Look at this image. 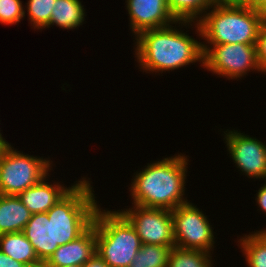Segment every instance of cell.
Returning a JSON list of instances; mask_svg holds the SVG:
<instances>
[{
  "instance_id": "obj_1",
  "label": "cell",
  "mask_w": 266,
  "mask_h": 267,
  "mask_svg": "<svg viewBox=\"0 0 266 267\" xmlns=\"http://www.w3.org/2000/svg\"><path fill=\"white\" fill-rule=\"evenodd\" d=\"M90 178L82 177L45 213L32 214L23 233L44 264L61 245L75 240L93 223L99 208Z\"/></svg>"
},
{
  "instance_id": "obj_2",
  "label": "cell",
  "mask_w": 266,
  "mask_h": 267,
  "mask_svg": "<svg viewBox=\"0 0 266 267\" xmlns=\"http://www.w3.org/2000/svg\"><path fill=\"white\" fill-rule=\"evenodd\" d=\"M174 24L142 31L134 38L135 61L143 73L160 75L195 62L203 68L202 42L182 30L195 26V22L177 21ZM176 25L181 27L177 29Z\"/></svg>"
},
{
  "instance_id": "obj_3",
  "label": "cell",
  "mask_w": 266,
  "mask_h": 267,
  "mask_svg": "<svg viewBox=\"0 0 266 267\" xmlns=\"http://www.w3.org/2000/svg\"><path fill=\"white\" fill-rule=\"evenodd\" d=\"M187 157L180 152L151 161L141 171H136L129 187L132 204L172 211L188 203L187 197H184L189 164Z\"/></svg>"
},
{
  "instance_id": "obj_4",
  "label": "cell",
  "mask_w": 266,
  "mask_h": 267,
  "mask_svg": "<svg viewBox=\"0 0 266 267\" xmlns=\"http://www.w3.org/2000/svg\"><path fill=\"white\" fill-rule=\"evenodd\" d=\"M211 9V10H210ZM266 15L249 7H225L214 4L196 23L202 45L255 44Z\"/></svg>"
},
{
  "instance_id": "obj_5",
  "label": "cell",
  "mask_w": 266,
  "mask_h": 267,
  "mask_svg": "<svg viewBox=\"0 0 266 267\" xmlns=\"http://www.w3.org/2000/svg\"><path fill=\"white\" fill-rule=\"evenodd\" d=\"M93 223L96 254L108 267H128L142 246L135 228L118 210L111 211L100 206Z\"/></svg>"
},
{
  "instance_id": "obj_6",
  "label": "cell",
  "mask_w": 266,
  "mask_h": 267,
  "mask_svg": "<svg viewBox=\"0 0 266 267\" xmlns=\"http://www.w3.org/2000/svg\"><path fill=\"white\" fill-rule=\"evenodd\" d=\"M48 158L23 153L9 143L0 158V194L18 195L39 183L53 170Z\"/></svg>"
},
{
  "instance_id": "obj_7",
  "label": "cell",
  "mask_w": 266,
  "mask_h": 267,
  "mask_svg": "<svg viewBox=\"0 0 266 267\" xmlns=\"http://www.w3.org/2000/svg\"><path fill=\"white\" fill-rule=\"evenodd\" d=\"M203 67L217 77L239 80L250 72H261L255 44L202 45Z\"/></svg>"
},
{
  "instance_id": "obj_8",
  "label": "cell",
  "mask_w": 266,
  "mask_h": 267,
  "mask_svg": "<svg viewBox=\"0 0 266 267\" xmlns=\"http://www.w3.org/2000/svg\"><path fill=\"white\" fill-rule=\"evenodd\" d=\"M171 214L176 247L200 250L209 254L214 252L216 232L213 231L214 228L202 209L189 201L173 209Z\"/></svg>"
},
{
  "instance_id": "obj_9",
  "label": "cell",
  "mask_w": 266,
  "mask_h": 267,
  "mask_svg": "<svg viewBox=\"0 0 266 267\" xmlns=\"http://www.w3.org/2000/svg\"><path fill=\"white\" fill-rule=\"evenodd\" d=\"M135 228L142 244L175 247L173 219L170 210L145 208L132 204L118 210Z\"/></svg>"
},
{
  "instance_id": "obj_10",
  "label": "cell",
  "mask_w": 266,
  "mask_h": 267,
  "mask_svg": "<svg viewBox=\"0 0 266 267\" xmlns=\"http://www.w3.org/2000/svg\"><path fill=\"white\" fill-rule=\"evenodd\" d=\"M227 152L238 171L251 179L266 181V143L238 130L223 131Z\"/></svg>"
},
{
  "instance_id": "obj_11",
  "label": "cell",
  "mask_w": 266,
  "mask_h": 267,
  "mask_svg": "<svg viewBox=\"0 0 266 267\" xmlns=\"http://www.w3.org/2000/svg\"><path fill=\"white\" fill-rule=\"evenodd\" d=\"M125 3L134 37L142 31L167 27L177 22L168 9L167 0H125Z\"/></svg>"
},
{
  "instance_id": "obj_12",
  "label": "cell",
  "mask_w": 266,
  "mask_h": 267,
  "mask_svg": "<svg viewBox=\"0 0 266 267\" xmlns=\"http://www.w3.org/2000/svg\"><path fill=\"white\" fill-rule=\"evenodd\" d=\"M96 255L95 225H92L75 240L59 246L43 267L84 266Z\"/></svg>"
},
{
  "instance_id": "obj_13",
  "label": "cell",
  "mask_w": 266,
  "mask_h": 267,
  "mask_svg": "<svg viewBox=\"0 0 266 267\" xmlns=\"http://www.w3.org/2000/svg\"><path fill=\"white\" fill-rule=\"evenodd\" d=\"M49 177L48 174L39 183L17 195L32 214L48 212L74 185L71 183V187H67L54 180L52 184L48 182Z\"/></svg>"
},
{
  "instance_id": "obj_14",
  "label": "cell",
  "mask_w": 266,
  "mask_h": 267,
  "mask_svg": "<svg viewBox=\"0 0 266 267\" xmlns=\"http://www.w3.org/2000/svg\"><path fill=\"white\" fill-rule=\"evenodd\" d=\"M31 216L17 195L0 194V234L23 232Z\"/></svg>"
},
{
  "instance_id": "obj_15",
  "label": "cell",
  "mask_w": 266,
  "mask_h": 267,
  "mask_svg": "<svg viewBox=\"0 0 266 267\" xmlns=\"http://www.w3.org/2000/svg\"><path fill=\"white\" fill-rule=\"evenodd\" d=\"M0 250L28 267H43L37 257L33 245L23 232L0 234Z\"/></svg>"
},
{
  "instance_id": "obj_16",
  "label": "cell",
  "mask_w": 266,
  "mask_h": 267,
  "mask_svg": "<svg viewBox=\"0 0 266 267\" xmlns=\"http://www.w3.org/2000/svg\"><path fill=\"white\" fill-rule=\"evenodd\" d=\"M86 13L81 0H56L50 23L44 29L53 25L63 28V30L78 29L84 24Z\"/></svg>"
},
{
  "instance_id": "obj_17",
  "label": "cell",
  "mask_w": 266,
  "mask_h": 267,
  "mask_svg": "<svg viewBox=\"0 0 266 267\" xmlns=\"http://www.w3.org/2000/svg\"><path fill=\"white\" fill-rule=\"evenodd\" d=\"M239 242V243H238ZM247 267H266V230L243 234L237 241Z\"/></svg>"
},
{
  "instance_id": "obj_18",
  "label": "cell",
  "mask_w": 266,
  "mask_h": 267,
  "mask_svg": "<svg viewBox=\"0 0 266 267\" xmlns=\"http://www.w3.org/2000/svg\"><path fill=\"white\" fill-rule=\"evenodd\" d=\"M216 0H167L170 13L176 21L198 23Z\"/></svg>"
},
{
  "instance_id": "obj_19",
  "label": "cell",
  "mask_w": 266,
  "mask_h": 267,
  "mask_svg": "<svg viewBox=\"0 0 266 267\" xmlns=\"http://www.w3.org/2000/svg\"><path fill=\"white\" fill-rule=\"evenodd\" d=\"M212 254L200 250L173 247L167 267H214Z\"/></svg>"
},
{
  "instance_id": "obj_20",
  "label": "cell",
  "mask_w": 266,
  "mask_h": 267,
  "mask_svg": "<svg viewBox=\"0 0 266 267\" xmlns=\"http://www.w3.org/2000/svg\"><path fill=\"white\" fill-rule=\"evenodd\" d=\"M171 247L142 244L128 267H167Z\"/></svg>"
},
{
  "instance_id": "obj_21",
  "label": "cell",
  "mask_w": 266,
  "mask_h": 267,
  "mask_svg": "<svg viewBox=\"0 0 266 267\" xmlns=\"http://www.w3.org/2000/svg\"><path fill=\"white\" fill-rule=\"evenodd\" d=\"M56 0H28L24 9H27L28 22L32 28L42 31L50 23L51 13Z\"/></svg>"
},
{
  "instance_id": "obj_22",
  "label": "cell",
  "mask_w": 266,
  "mask_h": 267,
  "mask_svg": "<svg viewBox=\"0 0 266 267\" xmlns=\"http://www.w3.org/2000/svg\"><path fill=\"white\" fill-rule=\"evenodd\" d=\"M21 0H0V23L14 25L25 19L26 9Z\"/></svg>"
},
{
  "instance_id": "obj_23",
  "label": "cell",
  "mask_w": 266,
  "mask_h": 267,
  "mask_svg": "<svg viewBox=\"0 0 266 267\" xmlns=\"http://www.w3.org/2000/svg\"><path fill=\"white\" fill-rule=\"evenodd\" d=\"M255 47L258 65L262 74L266 75V20L260 27Z\"/></svg>"
},
{
  "instance_id": "obj_24",
  "label": "cell",
  "mask_w": 266,
  "mask_h": 267,
  "mask_svg": "<svg viewBox=\"0 0 266 267\" xmlns=\"http://www.w3.org/2000/svg\"><path fill=\"white\" fill-rule=\"evenodd\" d=\"M257 194L255 197L256 205L258 204V210L262 211V213H265L266 216V181H264V184L262 183L258 191L256 190Z\"/></svg>"
},
{
  "instance_id": "obj_25",
  "label": "cell",
  "mask_w": 266,
  "mask_h": 267,
  "mask_svg": "<svg viewBox=\"0 0 266 267\" xmlns=\"http://www.w3.org/2000/svg\"><path fill=\"white\" fill-rule=\"evenodd\" d=\"M216 4L225 7H249L252 9V0H216Z\"/></svg>"
},
{
  "instance_id": "obj_26",
  "label": "cell",
  "mask_w": 266,
  "mask_h": 267,
  "mask_svg": "<svg viewBox=\"0 0 266 267\" xmlns=\"http://www.w3.org/2000/svg\"><path fill=\"white\" fill-rule=\"evenodd\" d=\"M0 267H28L22 262L13 260L0 250Z\"/></svg>"
},
{
  "instance_id": "obj_27",
  "label": "cell",
  "mask_w": 266,
  "mask_h": 267,
  "mask_svg": "<svg viewBox=\"0 0 266 267\" xmlns=\"http://www.w3.org/2000/svg\"><path fill=\"white\" fill-rule=\"evenodd\" d=\"M83 267H108V265L96 254Z\"/></svg>"
},
{
  "instance_id": "obj_28",
  "label": "cell",
  "mask_w": 266,
  "mask_h": 267,
  "mask_svg": "<svg viewBox=\"0 0 266 267\" xmlns=\"http://www.w3.org/2000/svg\"><path fill=\"white\" fill-rule=\"evenodd\" d=\"M252 9L266 15V0H252Z\"/></svg>"
},
{
  "instance_id": "obj_29",
  "label": "cell",
  "mask_w": 266,
  "mask_h": 267,
  "mask_svg": "<svg viewBox=\"0 0 266 267\" xmlns=\"http://www.w3.org/2000/svg\"><path fill=\"white\" fill-rule=\"evenodd\" d=\"M9 142L6 141V139L3 137L1 130H0V146H7Z\"/></svg>"
},
{
  "instance_id": "obj_30",
  "label": "cell",
  "mask_w": 266,
  "mask_h": 267,
  "mask_svg": "<svg viewBox=\"0 0 266 267\" xmlns=\"http://www.w3.org/2000/svg\"><path fill=\"white\" fill-rule=\"evenodd\" d=\"M6 146H0V158H1V154L3 153V150Z\"/></svg>"
},
{
  "instance_id": "obj_31",
  "label": "cell",
  "mask_w": 266,
  "mask_h": 267,
  "mask_svg": "<svg viewBox=\"0 0 266 267\" xmlns=\"http://www.w3.org/2000/svg\"><path fill=\"white\" fill-rule=\"evenodd\" d=\"M64 267H83L81 265H70V266H64Z\"/></svg>"
}]
</instances>
